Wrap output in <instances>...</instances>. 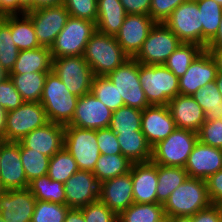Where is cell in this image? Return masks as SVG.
Listing matches in <instances>:
<instances>
[{
	"label": "cell",
	"instance_id": "66",
	"mask_svg": "<svg viewBox=\"0 0 222 222\" xmlns=\"http://www.w3.org/2000/svg\"><path fill=\"white\" fill-rule=\"evenodd\" d=\"M214 1L222 6V0H214Z\"/></svg>",
	"mask_w": 222,
	"mask_h": 222
},
{
	"label": "cell",
	"instance_id": "6",
	"mask_svg": "<svg viewBox=\"0 0 222 222\" xmlns=\"http://www.w3.org/2000/svg\"><path fill=\"white\" fill-rule=\"evenodd\" d=\"M96 31V22L70 16L50 48L52 58L84 55L86 44Z\"/></svg>",
	"mask_w": 222,
	"mask_h": 222
},
{
	"label": "cell",
	"instance_id": "45",
	"mask_svg": "<svg viewBox=\"0 0 222 222\" xmlns=\"http://www.w3.org/2000/svg\"><path fill=\"white\" fill-rule=\"evenodd\" d=\"M80 209L85 222H117V215L100 200Z\"/></svg>",
	"mask_w": 222,
	"mask_h": 222
},
{
	"label": "cell",
	"instance_id": "64",
	"mask_svg": "<svg viewBox=\"0 0 222 222\" xmlns=\"http://www.w3.org/2000/svg\"><path fill=\"white\" fill-rule=\"evenodd\" d=\"M0 15L2 16V0H0Z\"/></svg>",
	"mask_w": 222,
	"mask_h": 222
},
{
	"label": "cell",
	"instance_id": "49",
	"mask_svg": "<svg viewBox=\"0 0 222 222\" xmlns=\"http://www.w3.org/2000/svg\"><path fill=\"white\" fill-rule=\"evenodd\" d=\"M186 0H151L149 16L156 23H164L171 13Z\"/></svg>",
	"mask_w": 222,
	"mask_h": 222
},
{
	"label": "cell",
	"instance_id": "11",
	"mask_svg": "<svg viewBox=\"0 0 222 222\" xmlns=\"http://www.w3.org/2000/svg\"><path fill=\"white\" fill-rule=\"evenodd\" d=\"M48 122L46 111L40 102H24L17 109L7 112L5 141L18 142Z\"/></svg>",
	"mask_w": 222,
	"mask_h": 222
},
{
	"label": "cell",
	"instance_id": "10",
	"mask_svg": "<svg viewBox=\"0 0 222 222\" xmlns=\"http://www.w3.org/2000/svg\"><path fill=\"white\" fill-rule=\"evenodd\" d=\"M181 43L164 23H156L134 59L145 65H163Z\"/></svg>",
	"mask_w": 222,
	"mask_h": 222
},
{
	"label": "cell",
	"instance_id": "33",
	"mask_svg": "<svg viewBox=\"0 0 222 222\" xmlns=\"http://www.w3.org/2000/svg\"><path fill=\"white\" fill-rule=\"evenodd\" d=\"M205 113V121L222 119V95L214 82L201 87L192 95Z\"/></svg>",
	"mask_w": 222,
	"mask_h": 222
},
{
	"label": "cell",
	"instance_id": "32",
	"mask_svg": "<svg viewBox=\"0 0 222 222\" xmlns=\"http://www.w3.org/2000/svg\"><path fill=\"white\" fill-rule=\"evenodd\" d=\"M201 13L202 47L215 37L222 17V6L214 0H195Z\"/></svg>",
	"mask_w": 222,
	"mask_h": 222
},
{
	"label": "cell",
	"instance_id": "62",
	"mask_svg": "<svg viewBox=\"0 0 222 222\" xmlns=\"http://www.w3.org/2000/svg\"><path fill=\"white\" fill-rule=\"evenodd\" d=\"M9 77V73L0 65V83Z\"/></svg>",
	"mask_w": 222,
	"mask_h": 222
},
{
	"label": "cell",
	"instance_id": "12",
	"mask_svg": "<svg viewBox=\"0 0 222 222\" xmlns=\"http://www.w3.org/2000/svg\"><path fill=\"white\" fill-rule=\"evenodd\" d=\"M164 24L182 43H194L202 47L201 13L195 0L181 3Z\"/></svg>",
	"mask_w": 222,
	"mask_h": 222
},
{
	"label": "cell",
	"instance_id": "50",
	"mask_svg": "<svg viewBox=\"0 0 222 222\" xmlns=\"http://www.w3.org/2000/svg\"><path fill=\"white\" fill-rule=\"evenodd\" d=\"M211 204L222 205V169L206 179Z\"/></svg>",
	"mask_w": 222,
	"mask_h": 222
},
{
	"label": "cell",
	"instance_id": "29",
	"mask_svg": "<svg viewBox=\"0 0 222 222\" xmlns=\"http://www.w3.org/2000/svg\"><path fill=\"white\" fill-rule=\"evenodd\" d=\"M188 177L182 167L162 166L157 164V203L164 205L170 194Z\"/></svg>",
	"mask_w": 222,
	"mask_h": 222
},
{
	"label": "cell",
	"instance_id": "17",
	"mask_svg": "<svg viewBox=\"0 0 222 222\" xmlns=\"http://www.w3.org/2000/svg\"><path fill=\"white\" fill-rule=\"evenodd\" d=\"M65 204L80 209L96 202L100 196V182L90 171L78 170L64 183Z\"/></svg>",
	"mask_w": 222,
	"mask_h": 222
},
{
	"label": "cell",
	"instance_id": "38",
	"mask_svg": "<svg viewBox=\"0 0 222 222\" xmlns=\"http://www.w3.org/2000/svg\"><path fill=\"white\" fill-rule=\"evenodd\" d=\"M141 126L142 110L124 105L113 111L109 128L115 133H136Z\"/></svg>",
	"mask_w": 222,
	"mask_h": 222
},
{
	"label": "cell",
	"instance_id": "23",
	"mask_svg": "<svg viewBox=\"0 0 222 222\" xmlns=\"http://www.w3.org/2000/svg\"><path fill=\"white\" fill-rule=\"evenodd\" d=\"M64 130V125L48 122L43 127L31 131L19 142L24 147L51 158L64 145Z\"/></svg>",
	"mask_w": 222,
	"mask_h": 222
},
{
	"label": "cell",
	"instance_id": "40",
	"mask_svg": "<svg viewBox=\"0 0 222 222\" xmlns=\"http://www.w3.org/2000/svg\"><path fill=\"white\" fill-rule=\"evenodd\" d=\"M78 170L75 159L63 146L50 158L47 175L52 180L64 184Z\"/></svg>",
	"mask_w": 222,
	"mask_h": 222
},
{
	"label": "cell",
	"instance_id": "59",
	"mask_svg": "<svg viewBox=\"0 0 222 222\" xmlns=\"http://www.w3.org/2000/svg\"><path fill=\"white\" fill-rule=\"evenodd\" d=\"M169 222H192V217L191 216L169 217Z\"/></svg>",
	"mask_w": 222,
	"mask_h": 222
},
{
	"label": "cell",
	"instance_id": "13",
	"mask_svg": "<svg viewBox=\"0 0 222 222\" xmlns=\"http://www.w3.org/2000/svg\"><path fill=\"white\" fill-rule=\"evenodd\" d=\"M26 14L31 18L39 44L49 48L70 17L63 4L41 7L27 11Z\"/></svg>",
	"mask_w": 222,
	"mask_h": 222
},
{
	"label": "cell",
	"instance_id": "2",
	"mask_svg": "<svg viewBox=\"0 0 222 222\" xmlns=\"http://www.w3.org/2000/svg\"><path fill=\"white\" fill-rule=\"evenodd\" d=\"M78 98L69 92L53 71L47 74L40 103L49 122L68 125L72 121Z\"/></svg>",
	"mask_w": 222,
	"mask_h": 222
},
{
	"label": "cell",
	"instance_id": "42",
	"mask_svg": "<svg viewBox=\"0 0 222 222\" xmlns=\"http://www.w3.org/2000/svg\"><path fill=\"white\" fill-rule=\"evenodd\" d=\"M20 157L28 182L47 175L50 157L26 148L20 143Z\"/></svg>",
	"mask_w": 222,
	"mask_h": 222
},
{
	"label": "cell",
	"instance_id": "52",
	"mask_svg": "<svg viewBox=\"0 0 222 222\" xmlns=\"http://www.w3.org/2000/svg\"><path fill=\"white\" fill-rule=\"evenodd\" d=\"M127 14L149 15L151 0H120Z\"/></svg>",
	"mask_w": 222,
	"mask_h": 222
},
{
	"label": "cell",
	"instance_id": "27",
	"mask_svg": "<svg viewBox=\"0 0 222 222\" xmlns=\"http://www.w3.org/2000/svg\"><path fill=\"white\" fill-rule=\"evenodd\" d=\"M126 15L120 0H97V31L115 36L119 32Z\"/></svg>",
	"mask_w": 222,
	"mask_h": 222
},
{
	"label": "cell",
	"instance_id": "21",
	"mask_svg": "<svg viewBox=\"0 0 222 222\" xmlns=\"http://www.w3.org/2000/svg\"><path fill=\"white\" fill-rule=\"evenodd\" d=\"M188 177L206 180L222 169V149L197 141L184 166Z\"/></svg>",
	"mask_w": 222,
	"mask_h": 222
},
{
	"label": "cell",
	"instance_id": "19",
	"mask_svg": "<svg viewBox=\"0 0 222 222\" xmlns=\"http://www.w3.org/2000/svg\"><path fill=\"white\" fill-rule=\"evenodd\" d=\"M36 198L28 188L0 193V217L5 222H31Z\"/></svg>",
	"mask_w": 222,
	"mask_h": 222
},
{
	"label": "cell",
	"instance_id": "20",
	"mask_svg": "<svg viewBox=\"0 0 222 222\" xmlns=\"http://www.w3.org/2000/svg\"><path fill=\"white\" fill-rule=\"evenodd\" d=\"M175 129L177 127L167 105H150L142 110L141 131L151 147L166 139Z\"/></svg>",
	"mask_w": 222,
	"mask_h": 222
},
{
	"label": "cell",
	"instance_id": "37",
	"mask_svg": "<svg viewBox=\"0 0 222 222\" xmlns=\"http://www.w3.org/2000/svg\"><path fill=\"white\" fill-rule=\"evenodd\" d=\"M159 203H133L117 216V222H156L164 216Z\"/></svg>",
	"mask_w": 222,
	"mask_h": 222
},
{
	"label": "cell",
	"instance_id": "54",
	"mask_svg": "<svg viewBox=\"0 0 222 222\" xmlns=\"http://www.w3.org/2000/svg\"><path fill=\"white\" fill-rule=\"evenodd\" d=\"M64 222H85L81 209L70 208Z\"/></svg>",
	"mask_w": 222,
	"mask_h": 222
},
{
	"label": "cell",
	"instance_id": "16",
	"mask_svg": "<svg viewBox=\"0 0 222 222\" xmlns=\"http://www.w3.org/2000/svg\"><path fill=\"white\" fill-rule=\"evenodd\" d=\"M112 113L108 107L89 92L78 98L72 121L65 126L93 130L109 128Z\"/></svg>",
	"mask_w": 222,
	"mask_h": 222
},
{
	"label": "cell",
	"instance_id": "24",
	"mask_svg": "<svg viewBox=\"0 0 222 222\" xmlns=\"http://www.w3.org/2000/svg\"><path fill=\"white\" fill-rule=\"evenodd\" d=\"M134 203H157V164L133 163L130 169Z\"/></svg>",
	"mask_w": 222,
	"mask_h": 222
},
{
	"label": "cell",
	"instance_id": "65",
	"mask_svg": "<svg viewBox=\"0 0 222 222\" xmlns=\"http://www.w3.org/2000/svg\"><path fill=\"white\" fill-rule=\"evenodd\" d=\"M5 140L0 138V151H1V146H2V143L4 142Z\"/></svg>",
	"mask_w": 222,
	"mask_h": 222
},
{
	"label": "cell",
	"instance_id": "25",
	"mask_svg": "<svg viewBox=\"0 0 222 222\" xmlns=\"http://www.w3.org/2000/svg\"><path fill=\"white\" fill-rule=\"evenodd\" d=\"M167 106L177 128L197 133L205 122V113L192 96L179 94Z\"/></svg>",
	"mask_w": 222,
	"mask_h": 222
},
{
	"label": "cell",
	"instance_id": "28",
	"mask_svg": "<svg viewBox=\"0 0 222 222\" xmlns=\"http://www.w3.org/2000/svg\"><path fill=\"white\" fill-rule=\"evenodd\" d=\"M116 134L122 155L130 162L142 163L151 161L152 147L147 143L142 131Z\"/></svg>",
	"mask_w": 222,
	"mask_h": 222
},
{
	"label": "cell",
	"instance_id": "31",
	"mask_svg": "<svg viewBox=\"0 0 222 222\" xmlns=\"http://www.w3.org/2000/svg\"><path fill=\"white\" fill-rule=\"evenodd\" d=\"M48 73L9 74V77L24 102H40Z\"/></svg>",
	"mask_w": 222,
	"mask_h": 222
},
{
	"label": "cell",
	"instance_id": "39",
	"mask_svg": "<svg viewBox=\"0 0 222 222\" xmlns=\"http://www.w3.org/2000/svg\"><path fill=\"white\" fill-rule=\"evenodd\" d=\"M19 49L15 45L10 29V15L0 19V65L10 73L17 61Z\"/></svg>",
	"mask_w": 222,
	"mask_h": 222
},
{
	"label": "cell",
	"instance_id": "58",
	"mask_svg": "<svg viewBox=\"0 0 222 222\" xmlns=\"http://www.w3.org/2000/svg\"><path fill=\"white\" fill-rule=\"evenodd\" d=\"M6 115H7L6 109L0 106V138L4 140H5V131H6Z\"/></svg>",
	"mask_w": 222,
	"mask_h": 222
},
{
	"label": "cell",
	"instance_id": "34",
	"mask_svg": "<svg viewBox=\"0 0 222 222\" xmlns=\"http://www.w3.org/2000/svg\"><path fill=\"white\" fill-rule=\"evenodd\" d=\"M132 164L133 163L122 154H100L92 173L101 183L105 180L130 172Z\"/></svg>",
	"mask_w": 222,
	"mask_h": 222
},
{
	"label": "cell",
	"instance_id": "55",
	"mask_svg": "<svg viewBox=\"0 0 222 222\" xmlns=\"http://www.w3.org/2000/svg\"><path fill=\"white\" fill-rule=\"evenodd\" d=\"M214 61L216 62L217 72L222 73V49L221 48H205Z\"/></svg>",
	"mask_w": 222,
	"mask_h": 222
},
{
	"label": "cell",
	"instance_id": "30",
	"mask_svg": "<svg viewBox=\"0 0 222 222\" xmlns=\"http://www.w3.org/2000/svg\"><path fill=\"white\" fill-rule=\"evenodd\" d=\"M12 39L21 50L39 48V44L31 18L27 14L10 15Z\"/></svg>",
	"mask_w": 222,
	"mask_h": 222
},
{
	"label": "cell",
	"instance_id": "7",
	"mask_svg": "<svg viewBox=\"0 0 222 222\" xmlns=\"http://www.w3.org/2000/svg\"><path fill=\"white\" fill-rule=\"evenodd\" d=\"M52 71L72 94L80 97L91 92L94 74L83 55L53 58Z\"/></svg>",
	"mask_w": 222,
	"mask_h": 222
},
{
	"label": "cell",
	"instance_id": "15",
	"mask_svg": "<svg viewBox=\"0 0 222 222\" xmlns=\"http://www.w3.org/2000/svg\"><path fill=\"white\" fill-rule=\"evenodd\" d=\"M0 185L3 190L26 189V179L20 157V142L4 141L0 151Z\"/></svg>",
	"mask_w": 222,
	"mask_h": 222
},
{
	"label": "cell",
	"instance_id": "48",
	"mask_svg": "<svg viewBox=\"0 0 222 222\" xmlns=\"http://www.w3.org/2000/svg\"><path fill=\"white\" fill-rule=\"evenodd\" d=\"M96 138L100 154H122L119 142L117 140V134L110 128L96 130Z\"/></svg>",
	"mask_w": 222,
	"mask_h": 222
},
{
	"label": "cell",
	"instance_id": "60",
	"mask_svg": "<svg viewBox=\"0 0 222 222\" xmlns=\"http://www.w3.org/2000/svg\"><path fill=\"white\" fill-rule=\"evenodd\" d=\"M18 2L27 10H33V0H18Z\"/></svg>",
	"mask_w": 222,
	"mask_h": 222
},
{
	"label": "cell",
	"instance_id": "3",
	"mask_svg": "<svg viewBox=\"0 0 222 222\" xmlns=\"http://www.w3.org/2000/svg\"><path fill=\"white\" fill-rule=\"evenodd\" d=\"M211 204L206 180L187 177L169 196L163 205L164 214L169 217L193 216Z\"/></svg>",
	"mask_w": 222,
	"mask_h": 222
},
{
	"label": "cell",
	"instance_id": "63",
	"mask_svg": "<svg viewBox=\"0 0 222 222\" xmlns=\"http://www.w3.org/2000/svg\"><path fill=\"white\" fill-rule=\"evenodd\" d=\"M156 222H169V216L164 215L160 220H158Z\"/></svg>",
	"mask_w": 222,
	"mask_h": 222
},
{
	"label": "cell",
	"instance_id": "9",
	"mask_svg": "<svg viewBox=\"0 0 222 222\" xmlns=\"http://www.w3.org/2000/svg\"><path fill=\"white\" fill-rule=\"evenodd\" d=\"M117 88L124 105L144 110L150 106L139 80V62L129 58L107 75Z\"/></svg>",
	"mask_w": 222,
	"mask_h": 222
},
{
	"label": "cell",
	"instance_id": "35",
	"mask_svg": "<svg viewBox=\"0 0 222 222\" xmlns=\"http://www.w3.org/2000/svg\"><path fill=\"white\" fill-rule=\"evenodd\" d=\"M28 189L36 200L65 204L64 184L52 180L48 175L34 178L29 182Z\"/></svg>",
	"mask_w": 222,
	"mask_h": 222
},
{
	"label": "cell",
	"instance_id": "41",
	"mask_svg": "<svg viewBox=\"0 0 222 222\" xmlns=\"http://www.w3.org/2000/svg\"><path fill=\"white\" fill-rule=\"evenodd\" d=\"M91 93L112 112L124 106L121 95L107 76H94Z\"/></svg>",
	"mask_w": 222,
	"mask_h": 222
},
{
	"label": "cell",
	"instance_id": "56",
	"mask_svg": "<svg viewBox=\"0 0 222 222\" xmlns=\"http://www.w3.org/2000/svg\"><path fill=\"white\" fill-rule=\"evenodd\" d=\"M206 48H221L222 49V17L219 24V29L215 37L207 44Z\"/></svg>",
	"mask_w": 222,
	"mask_h": 222
},
{
	"label": "cell",
	"instance_id": "47",
	"mask_svg": "<svg viewBox=\"0 0 222 222\" xmlns=\"http://www.w3.org/2000/svg\"><path fill=\"white\" fill-rule=\"evenodd\" d=\"M23 103L24 101L10 77L0 83V106L8 112L17 109Z\"/></svg>",
	"mask_w": 222,
	"mask_h": 222
},
{
	"label": "cell",
	"instance_id": "5",
	"mask_svg": "<svg viewBox=\"0 0 222 222\" xmlns=\"http://www.w3.org/2000/svg\"><path fill=\"white\" fill-rule=\"evenodd\" d=\"M197 141L196 132L177 128L166 139L152 147L151 161L162 166L184 168Z\"/></svg>",
	"mask_w": 222,
	"mask_h": 222
},
{
	"label": "cell",
	"instance_id": "8",
	"mask_svg": "<svg viewBox=\"0 0 222 222\" xmlns=\"http://www.w3.org/2000/svg\"><path fill=\"white\" fill-rule=\"evenodd\" d=\"M63 146L73 156L79 170L93 172L100 156L96 130L65 126Z\"/></svg>",
	"mask_w": 222,
	"mask_h": 222
},
{
	"label": "cell",
	"instance_id": "43",
	"mask_svg": "<svg viewBox=\"0 0 222 222\" xmlns=\"http://www.w3.org/2000/svg\"><path fill=\"white\" fill-rule=\"evenodd\" d=\"M69 209L66 204L37 200L31 222H64Z\"/></svg>",
	"mask_w": 222,
	"mask_h": 222
},
{
	"label": "cell",
	"instance_id": "14",
	"mask_svg": "<svg viewBox=\"0 0 222 222\" xmlns=\"http://www.w3.org/2000/svg\"><path fill=\"white\" fill-rule=\"evenodd\" d=\"M155 24L149 15L127 14L115 38L123 51L134 58Z\"/></svg>",
	"mask_w": 222,
	"mask_h": 222
},
{
	"label": "cell",
	"instance_id": "36",
	"mask_svg": "<svg viewBox=\"0 0 222 222\" xmlns=\"http://www.w3.org/2000/svg\"><path fill=\"white\" fill-rule=\"evenodd\" d=\"M204 50L194 43H181L168 57L164 65L178 78L182 77L191 63Z\"/></svg>",
	"mask_w": 222,
	"mask_h": 222
},
{
	"label": "cell",
	"instance_id": "53",
	"mask_svg": "<svg viewBox=\"0 0 222 222\" xmlns=\"http://www.w3.org/2000/svg\"><path fill=\"white\" fill-rule=\"evenodd\" d=\"M26 12L18 0H2V16L26 14Z\"/></svg>",
	"mask_w": 222,
	"mask_h": 222
},
{
	"label": "cell",
	"instance_id": "46",
	"mask_svg": "<svg viewBox=\"0 0 222 222\" xmlns=\"http://www.w3.org/2000/svg\"><path fill=\"white\" fill-rule=\"evenodd\" d=\"M198 140L215 148L222 149V119L205 121L197 132Z\"/></svg>",
	"mask_w": 222,
	"mask_h": 222
},
{
	"label": "cell",
	"instance_id": "61",
	"mask_svg": "<svg viewBox=\"0 0 222 222\" xmlns=\"http://www.w3.org/2000/svg\"><path fill=\"white\" fill-rule=\"evenodd\" d=\"M215 83L219 89L220 94L222 95V73L217 72Z\"/></svg>",
	"mask_w": 222,
	"mask_h": 222
},
{
	"label": "cell",
	"instance_id": "18",
	"mask_svg": "<svg viewBox=\"0 0 222 222\" xmlns=\"http://www.w3.org/2000/svg\"><path fill=\"white\" fill-rule=\"evenodd\" d=\"M217 75L216 62L207 50H203L179 78V94L192 96L201 87L214 82Z\"/></svg>",
	"mask_w": 222,
	"mask_h": 222
},
{
	"label": "cell",
	"instance_id": "22",
	"mask_svg": "<svg viewBox=\"0 0 222 222\" xmlns=\"http://www.w3.org/2000/svg\"><path fill=\"white\" fill-rule=\"evenodd\" d=\"M99 200L117 216L133 204L130 172L101 182Z\"/></svg>",
	"mask_w": 222,
	"mask_h": 222
},
{
	"label": "cell",
	"instance_id": "57",
	"mask_svg": "<svg viewBox=\"0 0 222 222\" xmlns=\"http://www.w3.org/2000/svg\"><path fill=\"white\" fill-rule=\"evenodd\" d=\"M63 2L64 0H33V10L41 7L61 5Z\"/></svg>",
	"mask_w": 222,
	"mask_h": 222
},
{
	"label": "cell",
	"instance_id": "51",
	"mask_svg": "<svg viewBox=\"0 0 222 222\" xmlns=\"http://www.w3.org/2000/svg\"><path fill=\"white\" fill-rule=\"evenodd\" d=\"M191 217L192 222H222V205L210 204Z\"/></svg>",
	"mask_w": 222,
	"mask_h": 222
},
{
	"label": "cell",
	"instance_id": "26",
	"mask_svg": "<svg viewBox=\"0 0 222 222\" xmlns=\"http://www.w3.org/2000/svg\"><path fill=\"white\" fill-rule=\"evenodd\" d=\"M53 58L49 47L19 51L17 61L9 74L52 71Z\"/></svg>",
	"mask_w": 222,
	"mask_h": 222
},
{
	"label": "cell",
	"instance_id": "4",
	"mask_svg": "<svg viewBox=\"0 0 222 222\" xmlns=\"http://www.w3.org/2000/svg\"><path fill=\"white\" fill-rule=\"evenodd\" d=\"M139 80L150 105H168L172 98L179 95V78L164 64L139 63Z\"/></svg>",
	"mask_w": 222,
	"mask_h": 222
},
{
	"label": "cell",
	"instance_id": "44",
	"mask_svg": "<svg viewBox=\"0 0 222 222\" xmlns=\"http://www.w3.org/2000/svg\"><path fill=\"white\" fill-rule=\"evenodd\" d=\"M63 5L71 17L97 20V0H64Z\"/></svg>",
	"mask_w": 222,
	"mask_h": 222
},
{
	"label": "cell",
	"instance_id": "1",
	"mask_svg": "<svg viewBox=\"0 0 222 222\" xmlns=\"http://www.w3.org/2000/svg\"><path fill=\"white\" fill-rule=\"evenodd\" d=\"M83 56L94 76H107L130 58L115 36L98 31L90 37Z\"/></svg>",
	"mask_w": 222,
	"mask_h": 222
}]
</instances>
